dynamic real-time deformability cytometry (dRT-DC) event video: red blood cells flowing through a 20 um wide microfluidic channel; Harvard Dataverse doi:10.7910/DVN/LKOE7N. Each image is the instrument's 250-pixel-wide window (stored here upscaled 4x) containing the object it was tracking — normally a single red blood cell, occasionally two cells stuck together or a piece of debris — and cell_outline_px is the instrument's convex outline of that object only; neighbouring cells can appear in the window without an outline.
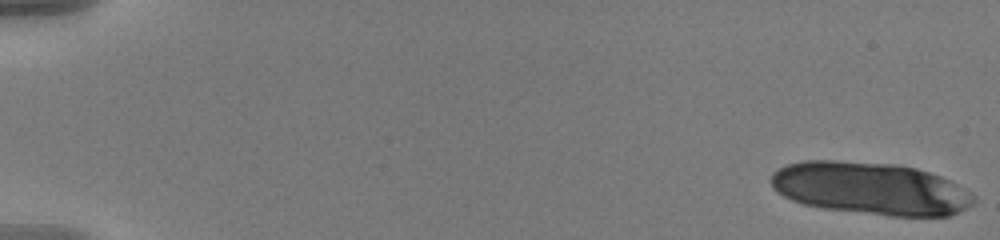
{"species": "human", "species_latin": "Homo sapiens", "temperature_condition": "warm", "stored_images_in_passage": 19, "camera_frame_rate_fps": 3000, "um_per_image_px": 0.085, "donor": {"sex": "male"}, "frame": {"image": 1, "passage_image": 1, "time_ms": 0.0, "image_size_px": [1000, 240], "cell_outline_px": [[976, 200], [972, 204], [948, 216], [888, 216], [824, 208], [804, 204], [792, 200], [776, 192], [772, 188], [768, 180], [772, 172], [788, 164], [804, 160], [836, 160], [900, 164], [916, 168], [952, 180], [972, 192], [976, 196]], "centroid_in_image_um": [73.99, 16.0], "position_along_channel_um": 11.0, "area_um2": 62.6}}